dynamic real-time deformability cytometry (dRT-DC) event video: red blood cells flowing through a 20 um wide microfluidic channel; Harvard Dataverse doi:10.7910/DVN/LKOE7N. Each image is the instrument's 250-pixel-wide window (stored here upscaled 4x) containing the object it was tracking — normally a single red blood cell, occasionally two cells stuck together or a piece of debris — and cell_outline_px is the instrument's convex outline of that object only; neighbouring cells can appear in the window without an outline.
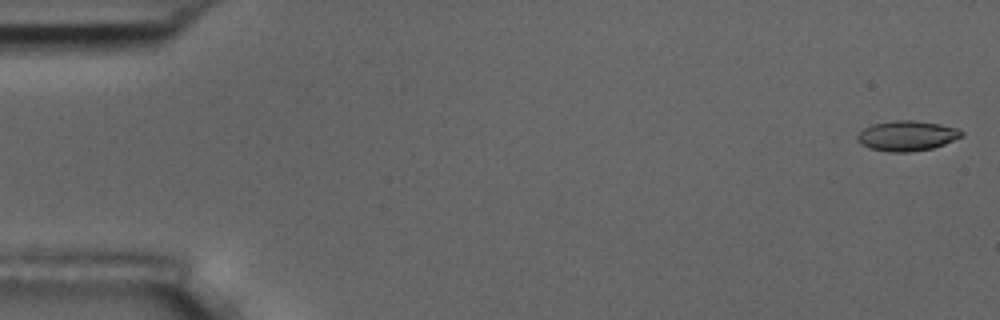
{"species": "common noctule bat (a hibernating species)", "species_latin": "Nyctalus noctula", "temperature_condition": "room temperature", "stored_images_in_passage": 11, "camera_frame_rate_fps": 3000, "um_per_image_px": 0.085, "animal": {"sex": "male", "body_mass_g": 17.5, "forearm_length_mm": 52.3}, "frame": {"image": 1, "passage_image": 1, "time_ms": 0.0, "image_size_px": [1000, 320], "cell_outline_px": [[964, 136], [944, 144], [932, 148], [908, 152], [888, 152], [868, 148], [860, 144], [856, 140], [856, 136], [864, 128], [872, 124], [896, 120], [912, 120], [940, 124], [956, 128], [964, 132]], "centroid_in_image_um": [77.07, 11.55], "position_along_channel_um": 7.9, "area_um2": 18.38}}
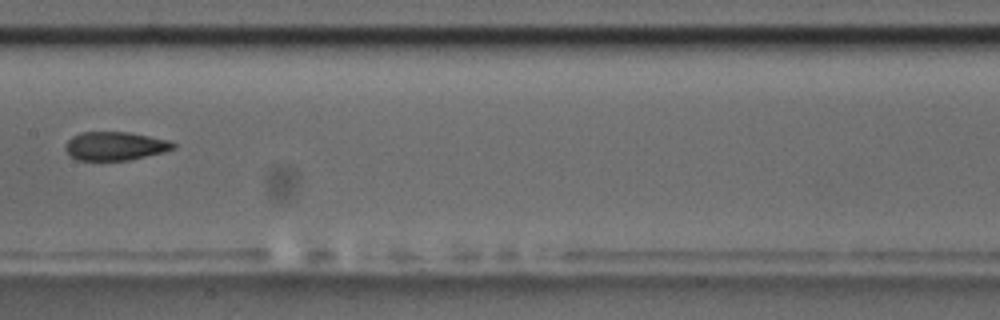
{"frame": {"image": 2, "passage_image": 8, "time_ms": 9.0, "image_size_px": [1000, 320], "cell_outline_px": [[176, 148], [164, 152], [128, 160], [76, 160], [64, 148], [64, 144], [72, 136], [80, 132], [128, 132], [172, 140], [176, 144]], "centroid_in_image_um": [9.81, 12.4], "position_along_channel_um": 197.6, "area_um2": 18.09}}
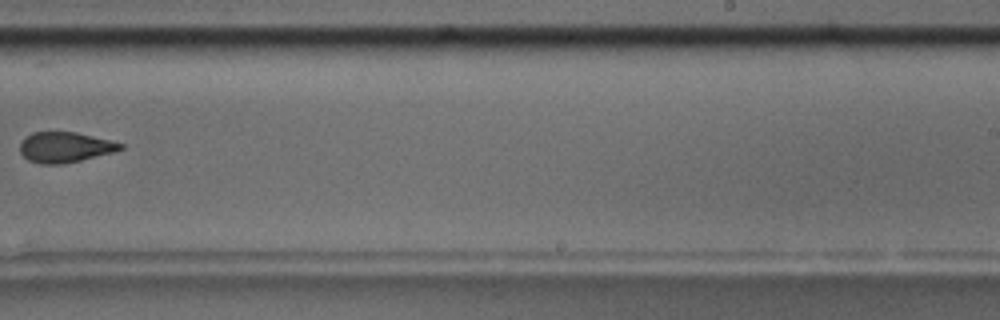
{"frame": {"image": 3, "passage_image": 10, "time_ms": 11.333, "image_size_px": [1000, 320], "cell_outline_px": [[124, 148], [112, 152], [80, 160], [60, 164], [40, 164], [28, 160], [20, 152], [20, 140], [24, 136], [32, 132], [76, 132], [124, 144]], "centroid_in_image_um": [5.46, 12.5], "position_along_channel_um": 283.5, "area_um2": 17.69}}